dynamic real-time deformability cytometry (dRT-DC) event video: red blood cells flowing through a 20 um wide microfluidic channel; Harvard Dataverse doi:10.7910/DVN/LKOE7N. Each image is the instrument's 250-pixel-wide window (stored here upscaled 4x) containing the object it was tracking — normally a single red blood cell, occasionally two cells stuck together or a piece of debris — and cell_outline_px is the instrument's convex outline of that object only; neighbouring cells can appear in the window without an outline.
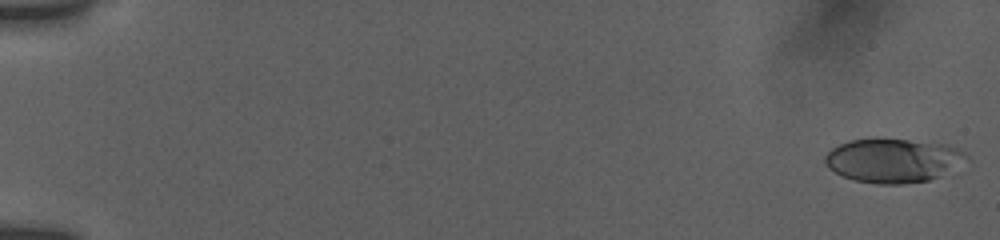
{"species": "human", "species_latin": "Homo sapiens", "temperature_condition": "room temperature", "stored_images_in_passage": 18, "camera_frame_rate_fps": 3000, "um_per_image_px": 0.085, "donor": {"sex": "female"}, "frame": {"image": 1, "passage_image": 1, "time_ms": 0.0, "image_size_px": [1000, 240], "cell_outline_px": [[968, 156], [940, 176], [928, 180], [904, 184], [876, 184], [852, 180], [828, 168], [824, 160], [824, 156], [832, 148], [848, 140], [872, 136], [880, 136], [940, 144], [956, 148], [964, 152]], "centroid_in_image_um": [75.8, 13.61], "position_along_channel_um": 9.2, "area_um2": 36.36}}
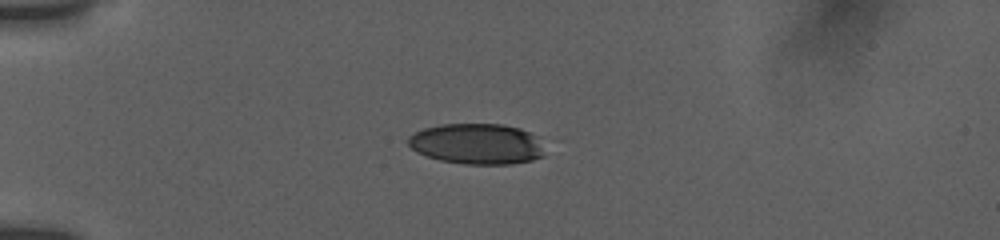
{"frame": {"image": 2, "passage_image": 13, "time_ms": 4.667, "image_size_px": [1000, 240], "cell_outline_px": [[544, 156], [532, 160], [512, 164], [464, 164], [440, 160], [416, 152], [408, 144], [408, 136], [424, 128], [440, 124], [504, 124], [520, 128], [540, 136]], "centroid_in_image_um": [40.57, 12.22], "position_along_channel_um": 44.4, "area_um2": 32.66}}
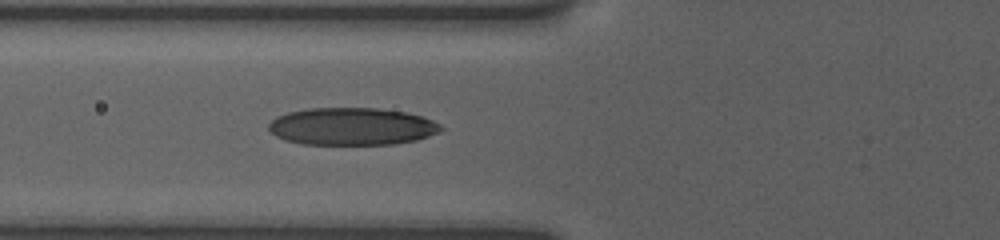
{"frame": {"image": 3, "passage_image": 18, "time_ms": 7.0, "image_size_px": [1000, 240], "cell_outline_px": [[444, 128], [440, 132], [416, 140], [396, 144], [300, 144], [284, 140], [276, 136], [268, 128], [268, 124], [276, 116], [288, 112], [308, 108], [376, 108], [408, 112], [424, 116], [440, 124]], "centroid_in_image_um": [29.92, 10.74], "position_along_channel_um": 95.9, "area_um2": 37.86}}